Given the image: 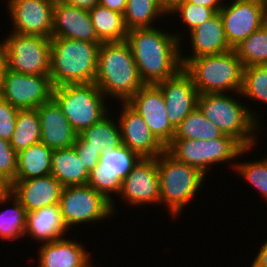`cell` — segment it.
I'll return each mask as SVG.
<instances>
[{
	"mask_svg": "<svg viewBox=\"0 0 267 267\" xmlns=\"http://www.w3.org/2000/svg\"><path fill=\"white\" fill-rule=\"evenodd\" d=\"M141 157L128 147L121 145L116 149H109L100 157V170H106L123 180Z\"/></svg>",
	"mask_w": 267,
	"mask_h": 267,
	"instance_id": "d6a6232c",
	"label": "cell"
},
{
	"mask_svg": "<svg viewBox=\"0 0 267 267\" xmlns=\"http://www.w3.org/2000/svg\"><path fill=\"white\" fill-rule=\"evenodd\" d=\"M237 163V164H236ZM232 170L237 171L238 175L245 178L248 183L255 187L258 192L265 197L267 201V158H261L257 161L238 162L232 164Z\"/></svg>",
	"mask_w": 267,
	"mask_h": 267,
	"instance_id": "e575fe53",
	"label": "cell"
},
{
	"mask_svg": "<svg viewBox=\"0 0 267 267\" xmlns=\"http://www.w3.org/2000/svg\"><path fill=\"white\" fill-rule=\"evenodd\" d=\"M65 3L84 10H90L99 3V0H63Z\"/></svg>",
	"mask_w": 267,
	"mask_h": 267,
	"instance_id": "ee69618b",
	"label": "cell"
},
{
	"mask_svg": "<svg viewBox=\"0 0 267 267\" xmlns=\"http://www.w3.org/2000/svg\"><path fill=\"white\" fill-rule=\"evenodd\" d=\"M91 264H92V262L90 264H88L86 267H94V265L92 266Z\"/></svg>",
	"mask_w": 267,
	"mask_h": 267,
	"instance_id": "681fc988",
	"label": "cell"
},
{
	"mask_svg": "<svg viewBox=\"0 0 267 267\" xmlns=\"http://www.w3.org/2000/svg\"><path fill=\"white\" fill-rule=\"evenodd\" d=\"M50 75L16 73L5 69L0 97L18 110L36 109L53 98Z\"/></svg>",
	"mask_w": 267,
	"mask_h": 267,
	"instance_id": "8fae6325",
	"label": "cell"
},
{
	"mask_svg": "<svg viewBox=\"0 0 267 267\" xmlns=\"http://www.w3.org/2000/svg\"><path fill=\"white\" fill-rule=\"evenodd\" d=\"M223 135L224 133L196 107L175 128L173 139L210 140Z\"/></svg>",
	"mask_w": 267,
	"mask_h": 267,
	"instance_id": "f546056e",
	"label": "cell"
},
{
	"mask_svg": "<svg viewBox=\"0 0 267 267\" xmlns=\"http://www.w3.org/2000/svg\"><path fill=\"white\" fill-rule=\"evenodd\" d=\"M127 0H99L100 5L108 9L124 14Z\"/></svg>",
	"mask_w": 267,
	"mask_h": 267,
	"instance_id": "60d3db41",
	"label": "cell"
},
{
	"mask_svg": "<svg viewBox=\"0 0 267 267\" xmlns=\"http://www.w3.org/2000/svg\"><path fill=\"white\" fill-rule=\"evenodd\" d=\"M41 129L36 109L19 110L10 145L19 153L32 144L40 142Z\"/></svg>",
	"mask_w": 267,
	"mask_h": 267,
	"instance_id": "f1b7e54d",
	"label": "cell"
},
{
	"mask_svg": "<svg viewBox=\"0 0 267 267\" xmlns=\"http://www.w3.org/2000/svg\"><path fill=\"white\" fill-rule=\"evenodd\" d=\"M10 33L2 41L7 69L23 74L50 75V38Z\"/></svg>",
	"mask_w": 267,
	"mask_h": 267,
	"instance_id": "9c48e42d",
	"label": "cell"
},
{
	"mask_svg": "<svg viewBox=\"0 0 267 267\" xmlns=\"http://www.w3.org/2000/svg\"><path fill=\"white\" fill-rule=\"evenodd\" d=\"M165 14L158 0H127L123 16L126 28L130 31L153 28V21Z\"/></svg>",
	"mask_w": 267,
	"mask_h": 267,
	"instance_id": "4dcf8cb0",
	"label": "cell"
},
{
	"mask_svg": "<svg viewBox=\"0 0 267 267\" xmlns=\"http://www.w3.org/2000/svg\"><path fill=\"white\" fill-rule=\"evenodd\" d=\"M68 232L62 219L59 204L45 206L27 213L25 236L48 243L58 240Z\"/></svg>",
	"mask_w": 267,
	"mask_h": 267,
	"instance_id": "603a6c76",
	"label": "cell"
},
{
	"mask_svg": "<svg viewBox=\"0 0 267 267\" xmlns=\"http://www.w3.org/2000/svg\"><path fill=\"white\" fill-rule=\"evenodd\" d=\"M89 14L95 33L102 43L126 41L128 29L124 23L123 14L100 4L90 9Z\"/></svg>",
	"mask_w": 267,
	"mask_h": 267,
	"instance_id": "d4e9b609",
	"label": "cell"
},
{
	"mask_svg": "<svg viewBox=\"0 0 267 267\" xmlns=\"http://www.w3.org/2000/svg\"><path fill=\"white\" fill-rule=\"evenodd\" d=\"M126 103L143 118L156 139L166 148L174 137L175 128L167 116L161 89L157 85L145 84Z\"/></svg>",
	"mask_w": 267,
	"mask_h": 267,
	"instance_id": "4fadbf2b",
	"label": "cell"
},
{
	"mask_svg": "<svg viewBox=\"0 0 267 267\" xmlns=\"http://www.w3.org/2000/svg\"><path fill=\"white\" fill-rule=\"evenodd\" d=\"M156 85L163 93L169 121L176 128L197 107L199 93L183 68L174 77Z\"/></svg>",
	"mask_w": 267,
	"mask_h": 267,
	"instance_id": "e0dca14e",
	"label": "cell"
},
{
	"mask_svg": "<svg viewBox=\"0 0 267 267\" xmlns=\"http://www.w3.org/2000/svg\"><path fill=\"white\" fill-rule=\"evenodd\" d=\"M109 112L97 123L82 130L78 135L87 142V147L102 149H116L122 145L120 126L110 118ZM118 124V125H116Z\"/></svg>",
	"mask_w": 267,
	"mask_h": 267,
	"instance_id": "4316f807",
	"label": "cell"
},
{
	"mask_svg": "<svg viewBox=\"0 0 267 267\" xmlns=\"http://www.w3.org/2000/svg\"><path fill=\"white\" fill-rule=\"evenodd\" d=\"M7 68L6 64V51L4 45L1 41L0 43V87L2 83V78L4 76L5 69Z\"/></svg>",
	"mask_w": 267,
	"mask_h": 267,
	"instance_id": "bcb514c9",
	"label": "cell"
},
{
	"mask_svg": "<svg viewBox=\"0 0 267 267\" xmlns=\"http://www.w3.org/2000/svg\"><path fill=\"white\" fill-rule=\"evenodd\" d=\"M122 180L106 170H100V164L95 166L88 176L87 184L97 192L101 193L108 201L111 202L112 212L115 214L116 205L112 194L119 195Z\"/></svg>",
	"mask_w": 267,
	"mask_h": 267,
	"instance_id": "d590c367",
	"label": "cell"
},
{
	"mask_svg": "<svg viewBox=\"0 0 267 267\" xmlns=\"http://www.w3.org/2000/svg\"><path fill=\"white\" fill-rule=\"evenodd\" d=\"M50 42V78L54 88L95 82L101 43L62 37H52Z\"/></svg>",
	"mask_w": 267,
	"mask_h": 267,
	"instance_id": "3957f363",
	"label": "cell"
},
{
	"mask_svg": "<svg viewBox=\"0 0 267 267\" xmlns=\"http://www.w3.org/2000/svg\"><path fill=\"white\" fill-rule=\"evenodd\" d=\"M121 198L132 206L160 204L159 171L156 158H140L121 182Z\"/></svg>",
	"mask_w": 267,
	"mask_h": 267,
	"instance_id": "5bb4252c",
	"label": "cell"
},
{
	"mask_svg": "<svg viewBox=\"0 0 267 267\" xmlns=\"http://www.w3.org/2000/svg\"><path fill=\"white\" fill-rule=\"evenodd\" d=\"M157 168L160 204H165L167 211L176 218L190 200L197 196L206 174L194 166L176 160L166 150L157 156Z\"/></svg>",
	"mask_w": 267,
	"mask_h": 267,
	"instance_id": "8992f818",
	"label": "cell"
},
{
	"mask_svg": "<svg viewBox=\"0 0 267 267\" xmlns=\"http://www.w3.org/2000/svg\"><path fill=\"white\" fill-rule=\"evenodd\" d=\"M231 1L219 13L227 42L234 49L267 22V6L264 0Z\"/></svg>",
	"mask_w": 267,
	"mask_h": 267,
	"instance_id": "7c38bea8",
	"label": "cell"
},
{
	"mask_svg": "<svg viewBox=\"0 0 267 267\" xmlns=\"http://www.w3.org/2000/svg\"><path fill=\"white\" fill-rule=\"evenodd\" d=\"M52 149L42 142L32 144L17 155L15 179H30L51 174Z\"/></svg>",
	"mask_w": 267,
	"mask_h": 267,
	"instance_id": "484cf974",
	"label": "cell"
},
{
	"mask_svg": "<svg viewBox=\"0 0 267 267\" xmlns=\"http://www.w3.org/2000/svg\"><path fill=\"white\" fill-rule=\"evenodd\" d=\"M52 37L102 43L95 33L89 11L64 1L53 5Z\"/></svg>",
	"mask_w": 267,
	"mask_h": 267,
	"instance_id": "ac0fdd59",
	"label": "cell"
},
{
	"mask_svg": "<svg viewBox=\"0 0 267 267\" xmlns=\"http://www.w3.org/2000/svg\"><path fill=\"white\" fill-rule=\"evenodd\" d=\"M94 83L106 98L113 97L121 103H126L145 85L126 41L101 43Z\"/></svg>",
	"mask_w": 267,
	"mask_h": 267,
	"instance_id": "7a4b0ae2",
	"label": "cell"
},
{
	"mask_svg": "<svg viewBox=\"0 0 267 267\" xmlns=\"http://www.w3.org/2000/svg\"><path fill=\"white\" fill-rule=\"evenodd\" d=\"M50 161L51 175L63 187L87 184L89 172L80 161L74 146L53 150Z\"/></svg>",
	"mask_w": 267,
	"mask_h": 267,
	"instance_id": "cb8c5ba5",
	"label": "cell"
},
{
	"mask_svg": "<svg viewBox=\"0 0 267 267\" xmlns=\"http://www.w3.org/2000/svg\"><path fill=\"white\" fill-rule=\"evenodd\" d=\"M11 190V183L0 173V193H7Z\"/></svg>",
	"mask_w": 267,
	"mask_h": 267,
	"instance_id": "7dc6e473",
	"label": "cell"
},
{
	"mask_svg": "<svg viewBox=\"0 0 267 267\" xmlns=\"http://www.w3.org/2000/svg\"><path fill=\"white\" fill-rule=\"evenodd\" d=\"M163 10L170 15V12L174 10L178 5L182 4L186 0H158Z\"/></svg>",
	"mask_w": 267,
	"mask_h": 267,
	"instance_id": "f6af8a7d",
	"label": "cell"
},
{
	"mask_svg": "<svg viewBox=\"0 0 267 267\" xmlns=\"http://www.w3.org/2000/svg\"><path fill=\"white\" fill-rule=\"evenodd\" d=\"M197 107L225 135L235 138L244 148L257 145L255 136L259 135L257 132L261 124L257 120L258 115L236 100L233 94H199Z\"/></svg>",
	"mask_w": 267,
	"mask_h": 267,
	"instance_id": "277c9868",
	"label": "cell"
},
{
	"mask_svg": "<svg viewBox=\"0 0 267 267\" xmlns=\"http://www.w3.org/2000/svg\"><path fill=\"white\" fill-rule=\"evenodd\" d=\"M189 3L195 4V5H201V6H206L211 9H213L216 13L221 10L223 7V0H186Z\"/></svg>",
	"mask_w": 267,
	"mask_h": 267,
	"instance_id": "7bdbcfd3",
	"label": "cell"
},
{
	"mask_svg": "<svg viewBox=\"0 0 267 267\" xmlns=\"http://www.w3.org/2000/svg\"><path fill=\"white\" fill-rule=\"evenodd\" d=\"M180 60L199 94L236 92L242 95L243 66L234 49Z\"/></svg>",
	"mask_w": 267,
	"mask_h": 267,
	"instance_id": "5b68a950",
	"label": "cell"
},
{
	"mask_svg": "<svg viewBox=\"0 0 267 267\" xmlns=\"http://www.w3.org/2000/svg\"><path fill=\"white\" fill-rule=\"evenodd\" d=\"M18 111L17 108L0 97V138L7 141L11 140Z\"/></svg>",
	"mask_w": 267,
	"mask_h": 267,
	"instance_id": "f35d334b",
	"label": "cell"
},
{
	"mask_svg": "<svg viewBox=\"0 0 267 267\" xmlns=\"http://www.w3.org/2000/svg\"><path fill=\"white\" fill-rule=\"evenodd\" d=\"M53 99L78 134L97 123L109 112L105 105L107 98L95 83L55 87Z\"/></svg>",
	"mask_w": 267,
	"mask_h": 267,
	"instance_id": "52a82bcc",
	"label": "cell"
},
{
	"mask_svg": "<svg viewBox=\"0 0 267 267\" xmlns=\"http://www.w3.org/2000/svg\"><path fill=\"white\" fill-rule=\"evenodd\" d=\"M40 120V142L52 150L74 145L78 133L72 128L62 109L52 98L36 108Z\"/></svg>",
	"mask_w": 267,
	"mask_h": 267,
	"instance_id": "ffe728a7",
	"label": "cell"
},
{
	"mask_svg": "<svg viewBox=\"0 0 267 267\" xmlns=\"http://www.w3.org/2000/svg\"><path fill=\"white\" fill-rule=\"evenodd\" d=\"M251 267H267V241L261 245L259 252H257Z\"/></svg>",
	"mask_w": 267,
	"mask_h": 267,
	"instance_id": "b9f144b4",
	"label": "cell"
},
{
	"mask_svg": "<svg viewBox=\"0 0 267 267\" xmlns=\"http://www.w3.org/2000/svg\"><path fill=\"white\" fill-rule=\"evenodd\" d=\"M243 68L267 65V22L234 48Z\"/></svg>",
	"mask_w": 267,
	"mask_h": 267,
	"instance_id": "1f68e13d",
	"label": "cell"
},
{
	"mask_svg": "<svg viewBox=\"0 0 267 267\" xmlns=\"http://www.w3.org/2000/svg\"><path fill=\"white\" fill-rule=\"evenodd\" d=\"M73 146L77 151L80 161L83 162L82 164L88 172H90L95 166L99 164L100 157L104 153L102 149L87 147V142L84 141L79 135H77L76 141Z\"/></svg>",
	"mask_w": 267,
	"mask_h": 267,
	"instance_id": "ab89813d",
	"label": "cell"
},
{
	"mask_svg": "<svg viewBox=\"0 0 267 267\" xmlns=\"http://www.w3.org/2000/svg\"><path fill=\"white\" fill-rule=\"evenodd\" d=\"M251 149L253 150L252 147L244 148L235 138L225 134L210 140L172 139L166 147V151L176 160L194 166L204 174L212 165L230 160L236 162V158L239 159Z\"/></svg>",
	"mask_w": 267,
	"mask_h": 267,
	"instance_id": "ba28073f",
	"label": "cell"
},
{
	"mask_svg": "<svg viewBox=\"0 0 267 267\" xmlns=\"http://www.w3.org/2000/svg\"><path fill=\"white\" fill-rule=\"evenodd\" d=\"M166 33L159 28L132 29L127 33L141 79L156 85L174 77L182 68L181 34Z\"/></svg>",
	"mask_w": 267,
	"mask_h": 267,
	"instance_id": "6da1fadb",
	"label": "cell"
},
{
	"mask_svg": "<svg viewBox=\"0 0 267 267\" xmlns=\"http://www.w3.org/2000/svg\"><path fill=\"white\" fill-rule=\"evenodd\" d=\"M59 206L67 229L113 216L111 202L88 184L63 187Z\"/></svg>",
	"mask_w": 267,
	"mask_h": 267,
	"instance_id": "30bf717a",
	"label": "cell"
},
{
	"mask_svg": "<svg viewBox=\"0 0 267 267\" xmlns=\"http://www.w3.org/2000/svg\"><path fill=\"white\" fill-rule=\"evenodd\" d=\"M119 126L122 145L141 158H156L166 148L156 139L143 118L127 103H122Z\"/></svg>",
	"mask_w": 267,
	"mask_h": 267,
	"instance_id": "2e32d148",
	"label": "cell"
},
{
	"mask_svg": "<svg viewBox=\"0 0 267 267\" xmlns=\"http://www.w3.org/2000/svg\"><path fill=\"white\" fill-rule=\"evenodd\" d=\"M10 201L13 207L0 212V239L6 241L25 237L26 230L27 212L24 206L10 191L0 193V205L11 204Z\"/></svg>",
	"mask_w": 267,
	"mask_h": 267,
	"instance_id": "83f0119b",
	"label": "cell"
},
{
	"mask_svg": "<svg viewBox=\"0 0 267 267\" xmlns=\"http://www.w3.org/2000/svg\"><path fill=\"white\" fill-rule=\"evenodd\" d=\"M48 1H50L52 3H58V2H62L63 0H48Z\"/></svg>",
	"mask_w": 267,
	"mask_h": 267,
	"instance_id": "c3c4849f",
	"label": "cell"
},
{
	"mask_svg": "<svg viewBox=\"0 0 267 267\" xmlns=\"http://www.w3.org/2000/svg\"><path fill=\"white\" fill-rule=\"evenodd\" d=\"M174 13H178L181 16V20L185 25H187V30L189 32L216 14V12L209 7L195 5L187 1L172 10L170 12L171 16Z\"/></svg>",
	"mask_w": 267,
	"mask_h": 267,
	"instance_id": "8d00e7d4",
	"label": "cell"
},
{
	"mask_svg": "<svg viewBox=\"0 0 267 267\" xmlns=\"http://www.w3.org/2000/svg\"><path fill=\"white\" fill-rule=\"evenodd\" d=\"M192 47V56H183L180 59H192L202 55L222 54L232 50L229 46L223 21L220 13L217 12L212 18L198 25L188 32Z\"/></svg>",
	"mask_w": 267,
	"mask_h": 267,
	"instance_id": "7402d4cb",
	"label": "cell"
},
{
	"mask_svg": "<svg viewBox=\"0 0 267 267\" xmlns=\"http://www.w3.org/2000/svg\"><path fill=\"white\" fill-rule=\"evenodd\" d=\"M62 184L51 174L30 178L14 179L10 192L21 202L26 212L35 211L45 206L59 204Z\"/></svg>",
	"mask_w": 267,
	"mask_h": 267,
	"instance_id": "d6986e66",
	"label": "cell"
},
{
	"mask_svg": "<svg viewBox=\"0 0 267 267\" xmlns=\"http://www.w3.org/2000/svg\"><path fill=\"white\" fill-rule=\"evenodd\" d=\"M85 246L66 237L41 243L37 267H86L91 256Z\"/></svg>",
	"mask_w": 267,
	"mask_h": 267,
	"instance_id": "44dd1931",
	"label": "cell"
},
{
	"mask_svg": "<svg viewBox=\"0 0 267 267\" xmlns=\"http://www.w3.org/2000/svg\"><path fill=\"white\" fill-rule=\"evenodd\" d=\"M18 153L10 142L0 138V173L11 183L17 172Z\"/></svg>",
	"mask_w": 267,
	"mask_h": 267,
	"instance_id": "74e56055",
	"label": "cell"
},
{
	"mask_svg": "<svg viewBox=\"0 0 267 267\" xmlns=\"http://www.w3.org/2000/svg\"><path fill=\"white\" fill-rule=\"evenodd\" d=\"M11 32L52 38L54 3L48 0H7Z\"/></svg>",
	"mask_w": 267,
	"mask_h": 267,
	"instance_id": "9a60e30c",
	"label": "cell"
},
{
	"mask_svg": "<svg viewBox=\"0 0 267 267\" xmlns=\"http://www.w3.org/2000/svg\"><path fill=\"white\" fill-rule=\"evenodd\" d=\"M241 94L249 99L267 104V65L243 68Z\"/></svg>",
	"mask_w": 267,
	"mask_h": 267,
	"instance_id": "836d02e7",
	"label": "cell"
}]
</instances>
